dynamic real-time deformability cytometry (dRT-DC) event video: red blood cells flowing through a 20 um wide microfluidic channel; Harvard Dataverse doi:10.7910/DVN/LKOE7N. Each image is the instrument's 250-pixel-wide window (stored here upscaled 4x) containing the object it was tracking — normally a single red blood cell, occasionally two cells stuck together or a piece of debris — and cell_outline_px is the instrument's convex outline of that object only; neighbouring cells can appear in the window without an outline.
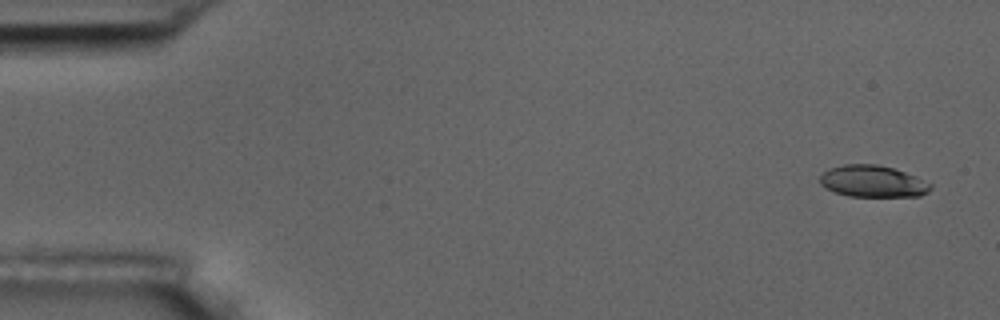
{"species": "common noctule bat (a hibernating species)", "species_latin": "Nyctalus noctula", "temperature_condition": "room temperature", "stored_images_in_passage": 2, "camera_frame_rate_fps": 3000, "um_per_image_px": 0.085, "animal": {"sex": "male", "body_mass_g": 17.5, "forearm_length_mm": 52.3}, "frame": {"image": 1, "passage_image": 1, "time_ms": 0.0, "image_size_px": [1000, 320], "cell_outline_px": [[932, 188], [928, 192], [920, 196], [848, 196], [836, 192], [820, 184], [820, 176], [824, 172], [832, 168], [844, 164], [876, 164], [892, 168], [916, 176], [932, 184]], "centroid_in_image_um": [74.22, 15.41], "position_along_channel_um": 10.8, "area_um2": 20.23}}